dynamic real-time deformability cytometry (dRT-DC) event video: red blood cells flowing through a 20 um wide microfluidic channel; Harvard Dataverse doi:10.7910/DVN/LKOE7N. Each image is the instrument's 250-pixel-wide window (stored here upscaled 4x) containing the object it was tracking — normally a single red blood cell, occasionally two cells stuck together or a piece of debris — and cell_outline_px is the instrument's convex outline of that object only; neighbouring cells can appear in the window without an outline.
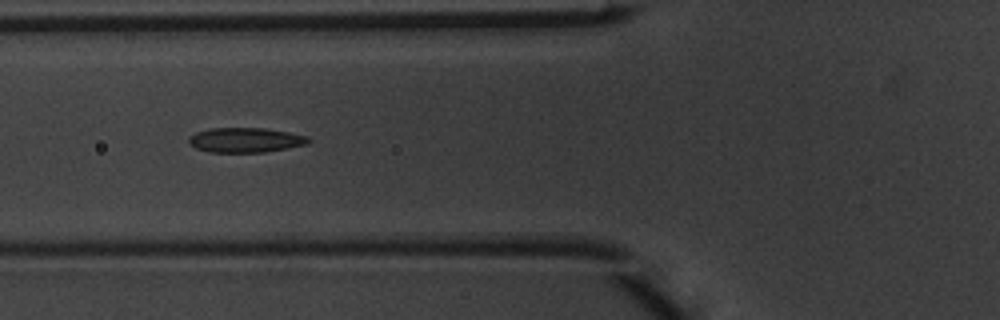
{"species": "common noctule bat (a hibernating species)", "species_latin": "Nyctalus noctula", "temperature_condition": "warm", "stored_images_in_passage": 8, "camera_frame_rate_fps": 3000, "um_per_image_px": 0.085, "animal": {"sex": "male", "body_mass_g": 20.1, "forearm_length_mm": 53.5}, "frame": {"image": 1, "passage_image": 6, "time_ms": 1.667, "image_size_px": [1000, 320], "cell_outline_px": [[312, 140], [308, 144], [264, 152], [208, 152], [196, 148], [188, 144], [188, 136], [196, 132], [208, 128], [264, 128], [288, 132], [308, 136]], "centroid_in_image_um": [20.83, 11.9], "position_along_channel_um": 105.0, "area_um2": 17.4}}
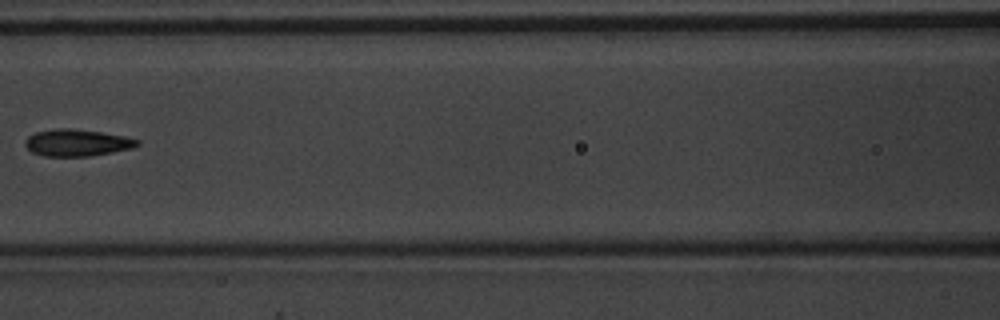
{"frame": {"image": 2, "passage_image": 7, "time_ms": 2.0, "image_size_px": [1000, 320], "cell_outline_px": [[140, 144], [132, 148], [112, 152], [88, 156], [44, 156], [32, 152], [24, 144], [24, 140], [28, 136], [36, 132], [56, 128], [68, 128], [100, 132], [124, 136], [140, 140]], "centroid_in_image_um": [6.53, 12.13], "position_along_channel_um": 160.1, "area_um2": 17.46}}
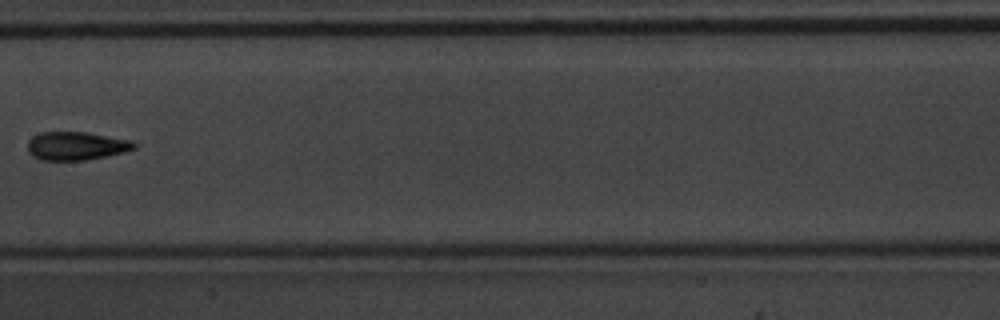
{"frame": {"image": 3, "passage_image": 8, "time_ms": 2.333, "image_size_px": [1000, 320], "cell_outline_px": [[136, 148], [124, 152], [84, 160], [44, 160], [32, 156], [28, 152], [28, 140], [32, 136], [40, 132], [84, 132], [132, 140], [136, 144]], "centroid_in_image_um": [6.46, 12.39], "position_along_channel_um": 200.9, "area_um2": 17.51}}